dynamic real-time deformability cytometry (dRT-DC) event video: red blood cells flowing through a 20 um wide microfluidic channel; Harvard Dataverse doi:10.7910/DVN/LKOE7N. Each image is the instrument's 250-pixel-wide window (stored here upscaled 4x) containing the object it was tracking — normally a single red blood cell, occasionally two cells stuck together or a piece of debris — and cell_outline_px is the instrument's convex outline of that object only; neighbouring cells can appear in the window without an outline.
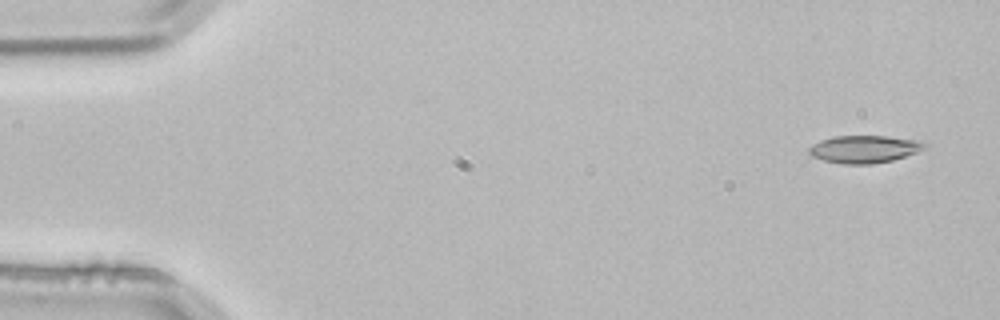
{"species": "common noctule bat (a hibernating species)", "species_latin": "Nyctalus noctula", "temperature_condition": "room temperature", "stored_images_in_passage": 4, "camera_frame_rate_fps": 3000, "um_per_image_px": 0.085, "animal": {"sex": "male", "body_mass_g": 21.5, "forearm_length_mm": 52.0}, "frame": {"image": 1, "passage_image": 1, "time_ms": 0.0, "image_size_px": [1000, 320], "cell_outline_px": [[928, 148], [892, 160], [872, 164], [844, 164], [824, 160], [812, 156], [808, 152], [808, 148], [812, 144], [820, 140], [836, 136], [884, 136], [924, 140], [928, 144]], "centroid_in_image_um": [73.51, 12.66], "position_along_channel_um": 11.5, "area_um2": 18.67}}
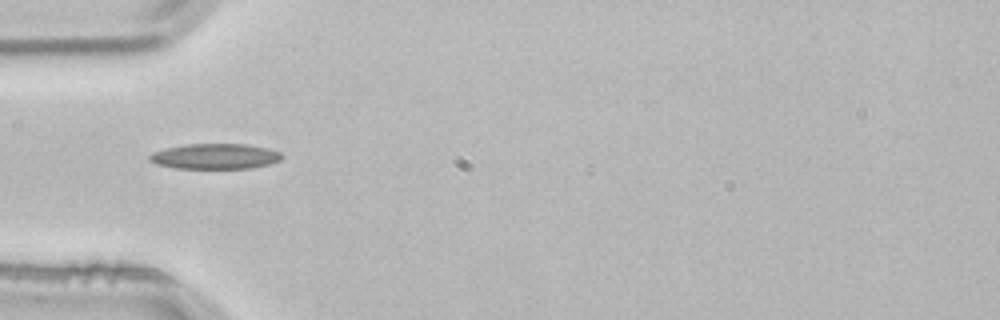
{"frame": {"image": 2, "passage_image": 4, "time_ms": 1.0, "image_size_px": [1000, 320], "cell_outline_px": [[284, 156], [280, 160], [268, 164], [252, 168], [176, 168], [156, 164], [148, 160], [148, 156], [152, 152], [164, 148], [184, 144], [248, 144], [268, 148], [280, 152]], "centroid_in_image_um": [18.26, 13.28], "position_along_channel_um": 66.7, "area_um2": 19.71}}